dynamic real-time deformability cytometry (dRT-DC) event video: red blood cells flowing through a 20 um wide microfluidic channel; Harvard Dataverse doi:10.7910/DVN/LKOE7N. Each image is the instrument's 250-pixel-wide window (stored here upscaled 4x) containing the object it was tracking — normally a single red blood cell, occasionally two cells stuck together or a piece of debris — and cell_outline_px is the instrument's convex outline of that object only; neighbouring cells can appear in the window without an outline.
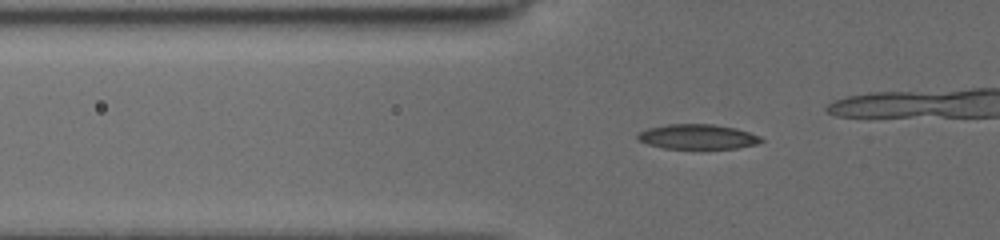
{"species": "common noctule bat (a hibernating species)", "species_latin": "Nyctalus noctula", "temperature_condition": "cold", "stored_images_in_passage": 66, "camera_frame_rate_fps": 3000, "um_per_image_px": 0.085, "animal": {"sex": "female", "body_mass_g": 19.5, "forearm_length_mm": 54.1}, "frame": {"image": 1, "passage_image": 27, "time_ms": 5.667, "image_size_px": [1000, 240], "cell_outline_px": [[764, 140], [756, 144], [736, 148], [664, 148], [648, 144], [636, 140], [636, 136], [640, 132], [648, 128], [668, 124], [712, 124], [736, 128], [760, 136]], "centroid_in_image_um": [59.27, 11.61], "position_along_channel_um": 66.5, "area_um2": 17.74}}
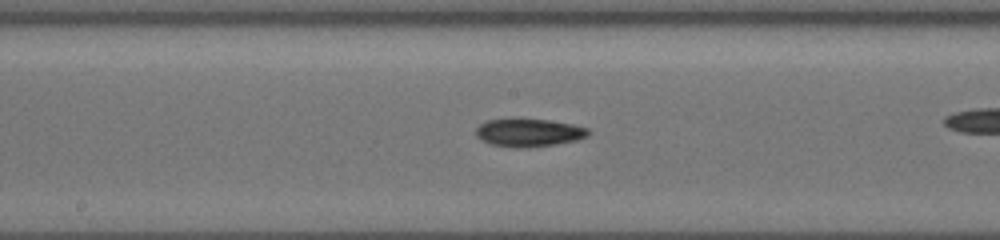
{"frame": {"image": 2, "passage_image": 46, "time_ms": 9.333, "image_size_px": [1000, 240], "cell_outline_px": [[592, 132], [588, 136], [576, 140], [556, 144], [528, 148], [516, 148], [492, 144], [480, 140], [476, 136], [476, 128], [480, 124], [488, 120], [548, 120], [572, 124], [588, 128]], "centroid_in_image_um": [44.97, 11.3], "position_along_channel_um": 203.2, "area_um2": 18.15}}
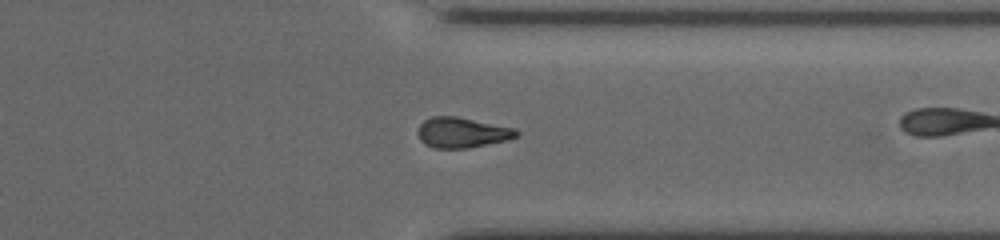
{"frame": {"image": 3, "passage_image": 64, "time_ms": 13.667, "image_size_px": [1000, 240], "cell_outline_px": [[520, 132], [516, 136], [508, 140], [468, 148], [436, 148], [424, 144], [420, 140], [420, 124], [424, 120], [432, 116], [456, 116], [516, 128]], "centroid_in_image_um": [39.31, 11.26], "position_along_channel_um": 372.1, "area_um2": 17.34}}